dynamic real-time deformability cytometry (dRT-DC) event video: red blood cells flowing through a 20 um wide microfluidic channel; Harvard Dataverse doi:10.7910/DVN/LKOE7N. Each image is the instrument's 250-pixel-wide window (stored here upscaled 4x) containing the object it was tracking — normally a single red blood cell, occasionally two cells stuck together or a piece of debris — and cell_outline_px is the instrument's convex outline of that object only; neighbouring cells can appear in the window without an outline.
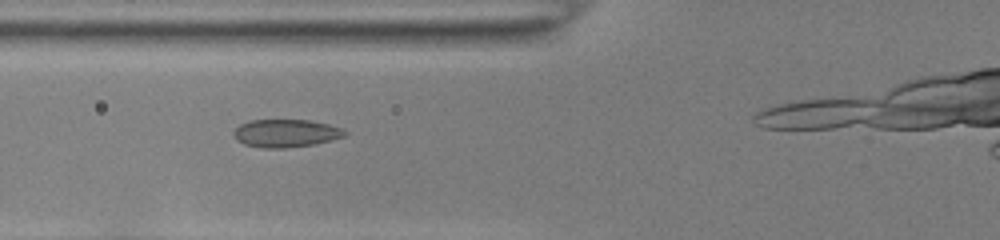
{"species": "common noctule bat (a hibernating species)", "species_latin": "Nyctalus noctula", "temperature_condition": "room temperature", "stored_images_in_passage": 16, "camera_frame_rate_fps": 3000, "um_per_image_px": 0.085, "animal": {"sex": "female", "body_mass_g": 22.0, "forearm_length_mm": 56.7}, "frame": {"image": 1, "passage_image": 12, "time_ms": 3.667, "image_size_px": [1000, 240], "cell_outline_px": [[348, 132], [344, 136], [312, 144], [284, 148], [264, 148], [244, 144], [236, 140], [232, 136], [232, 132], [240, 124], [248, 120], [308, 120], [328, 124], [340, 128]], "centroid_in_image_um": [24.22, 11.32], "position_along_channel_um": 101.6, "area_um2": 17.92}}